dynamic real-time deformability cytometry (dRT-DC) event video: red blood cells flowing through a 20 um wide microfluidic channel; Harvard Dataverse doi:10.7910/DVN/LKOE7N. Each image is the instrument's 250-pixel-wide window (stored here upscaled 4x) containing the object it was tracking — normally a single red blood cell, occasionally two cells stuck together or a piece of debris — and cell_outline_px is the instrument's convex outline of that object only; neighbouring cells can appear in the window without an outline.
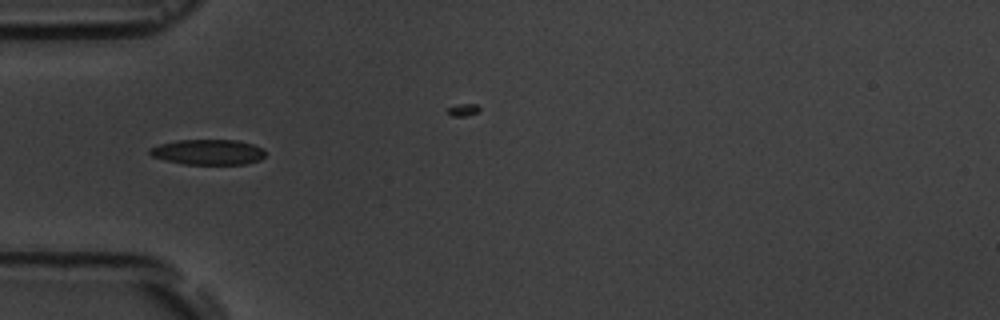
{"species": "common noctule bat (a hibernating species)", "species_latin": "Nyctalus noctula", "temperature_condition": "room temperature", "stored_images_in_passage": 6, "camera_frame_rate_fps": 3000, "um_per_image_px": 0.085, "animal": {"sex": "male", "body_mass_g": 19.5, "forearm_length_mm": 54.6}, "frame": {"image": 1, "passage_image": 4, "time_ms": 4.333, "image_size_px": [1000, 320], "cell_outline_px": [[264, 156], [260, 160], [244, 164], [184, 164], [152, 156], [148, 152], [148, 148], [160, 144], [176, 140], [236, 140], [252, 144], [264, 148]], "centroid_in_image_um": [17.69, 12.92], "position_along_channel_um": 67.3, "area_um2": 16.99}}
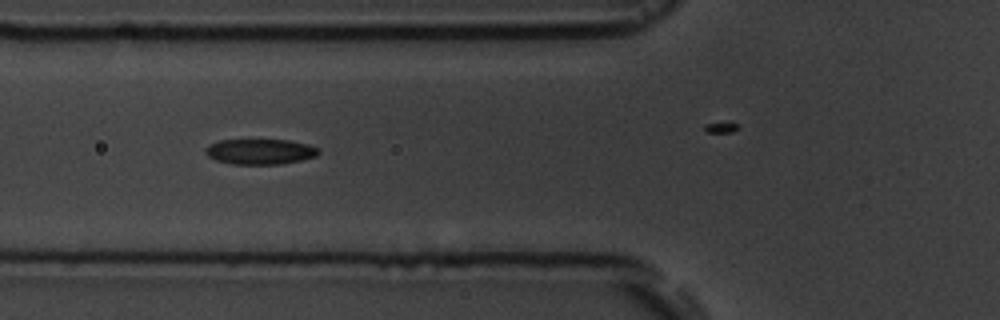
{"frame": {"image": 2, "passage_image": 5, "time_ms": 5.333, "image_size_px": [1000, 320], "cell_outline_px": [[320, 152], [316, 156], [300, 160], [280, 164], [232, 164], [216, 160], [208, 156], [204, 152], [204, 148], [208, 144], [220, 140], [288, 140], [308, 144], [320, 148]], "centroid_in_image_um": [22.09, 12.88], "position_along_channel_um": 103.7, "area_um2": 16.82}}
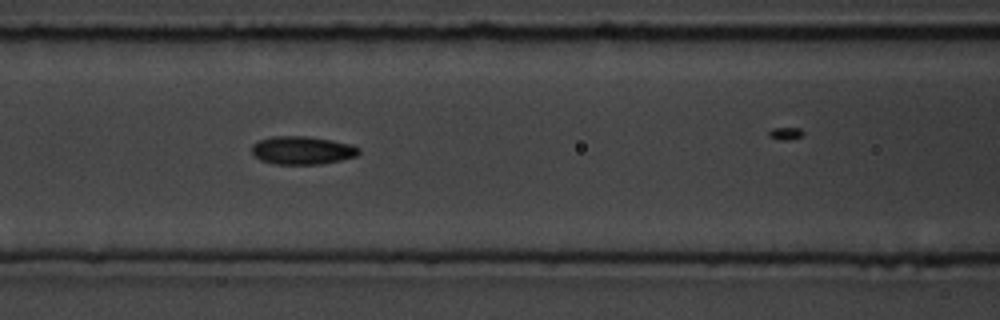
{"frame": {"image": 3, "passage_image": 6, "time_ms": 6.333, "image_size_px": [1000, 320], "cell_outline_px": [[360, 152], [356, 156], [340, 160], [320, 164], [276, 164], [260, 160], [252, 152], [252, 144], [260, 140], [272, 136], [308, 136], [332, 140], [352, 144], [360, 148]], "centroid_in_image_um": [25.71, 12.77], "position_along_channel_um": 140.9, "area_um2": 17.57}}